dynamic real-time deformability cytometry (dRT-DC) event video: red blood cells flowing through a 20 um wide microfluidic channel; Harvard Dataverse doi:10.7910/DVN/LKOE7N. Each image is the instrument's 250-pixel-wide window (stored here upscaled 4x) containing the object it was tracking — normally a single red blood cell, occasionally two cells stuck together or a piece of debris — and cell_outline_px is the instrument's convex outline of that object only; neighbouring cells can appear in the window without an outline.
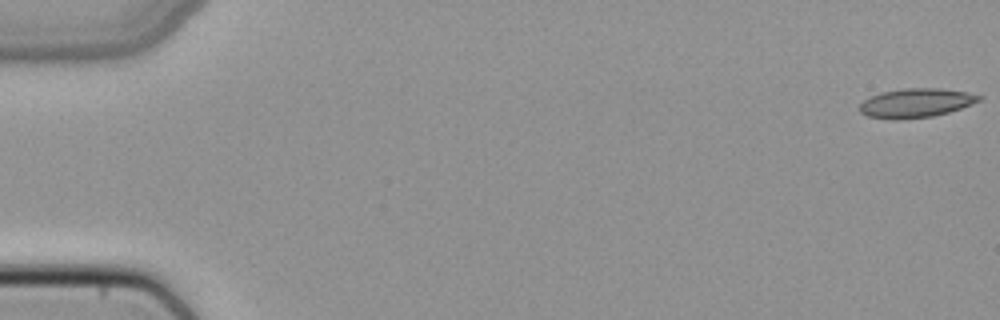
{"species": "common noctule bat (a hibernating species)", "species_latin": "Nyctalus noctula", "temperature_condition": "cold", "stored_images_in_passage": 50, "camera_frame_rate_fps": 3000, "um_per_image_px": 0.085, "animal": {"sex": "female", "body_mass_g": 22.7, "forearm_length_mm": 54.2}, "frame": {"image": 1, "passage_image": 1, "time_ms": 0.0, "image_size_px": [1000, 320], "cell_outline_px": [[984, 96], [980, 100], [960, 108], [948, 112], [932, 116], [900, 120], [892, 120], [868, 116], [860, 112], [860, 104], [864, 100], [880, 92], [904, 88], [940, 88], [968, 92]], "centroid_in_image_um": [77.84, 8.75], "position_along_channel_um": 7.2, "area_um2": 20.23}}
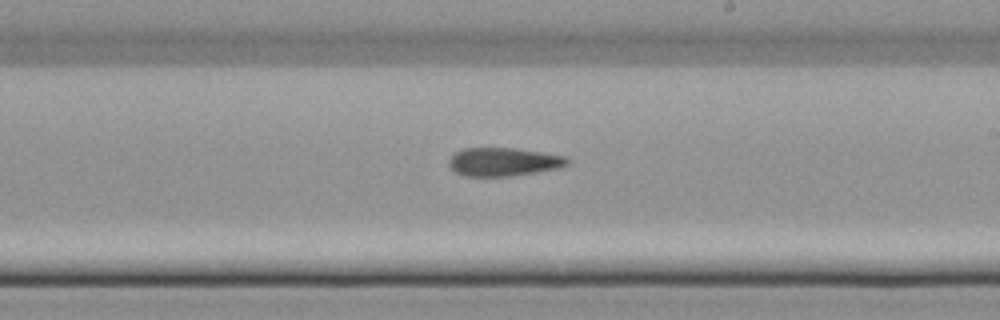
{"frame": {"image": 2, "passage_image": 30, "time_ms": 9.667, "image_size_px": [1000, 320], "cell_outline_px": [[572, 160], [568, 164], [560, 168], [508, 176], [464, 176], [456, 172], [448, 164], [448, 160], [456, 152], [464, 148], [516, 148], [564, 156]], "centroid_in_image_um": [42.8, 13.75], "position_along_channel_um": 246.2, "area_um2": 19.48}}
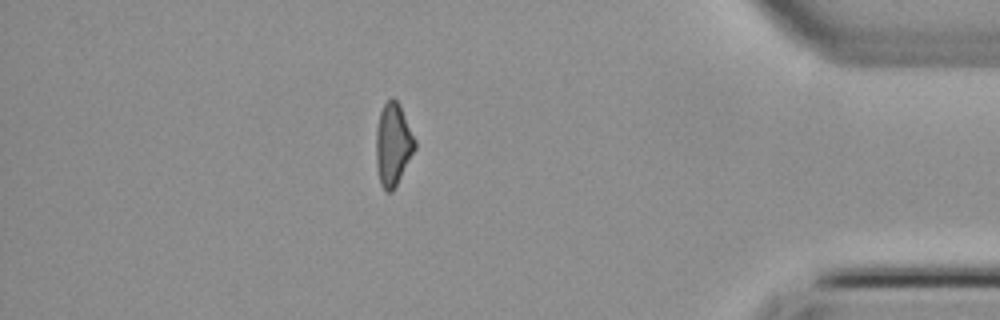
{"frame": {"image": 3, "passage_image": 44, "time_ms": 14.333, "image_size_px": [1000, 320], "cell_outline_px": [[416, 148], [392, 192], [388, 192], [380, 184], [376, 164], [376, 128], [380, 112], [384, 104], [392, 96], [400, 104], [416, 140]], "centroid_in_image_um": [33.41, 12.25], "position_along_channel_um": 401.8, "area_um2": 18.67}}